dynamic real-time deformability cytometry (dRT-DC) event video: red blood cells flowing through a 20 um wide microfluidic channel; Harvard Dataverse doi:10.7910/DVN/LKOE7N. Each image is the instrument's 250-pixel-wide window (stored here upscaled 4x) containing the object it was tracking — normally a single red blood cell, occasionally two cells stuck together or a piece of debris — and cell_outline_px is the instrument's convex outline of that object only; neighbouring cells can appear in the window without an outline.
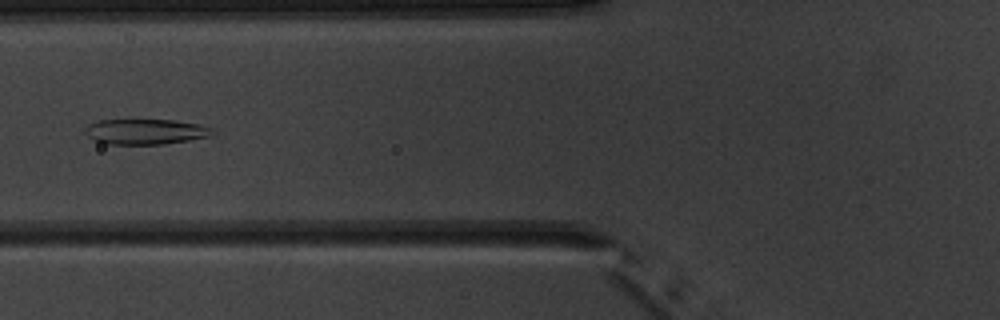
{"species": "common noctule bat (a hibernating species)", "species_latin": "Nyctalus noctula", "temperature_condition": "warm", "stored_images_in_passage": 7, "camera_frame_rate_fps": 3000, "um_per_image_px": 0.085, "animal": {"sex": "male", "body_mass_g": 20.1, "forearm_length_mm": 53.5}, "frame": {"image": 1, "passage_image": 6, "time_ms": 6.0, "image_size_px": [1000, 320], "cell_outline_px": [[216, 132], [212, 136], [164, 144], [104, 144], [88, 136], [84, 132], [84, 128], [88, 124], [100, 120], [172, 120], [196, 124], [216, 128]], "centroid_in_image_um": [12.39, 11.19], "position_along_channel_um": 113.4, "area_um2": 18.9}}